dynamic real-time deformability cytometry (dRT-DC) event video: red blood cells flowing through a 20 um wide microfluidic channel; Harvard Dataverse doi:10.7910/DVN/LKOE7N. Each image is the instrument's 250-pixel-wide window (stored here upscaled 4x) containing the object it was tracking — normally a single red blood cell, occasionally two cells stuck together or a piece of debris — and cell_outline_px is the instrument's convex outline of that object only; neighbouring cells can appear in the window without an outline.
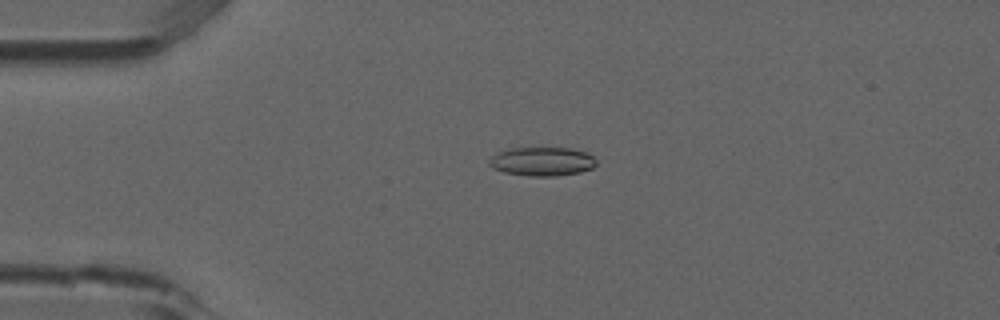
{"species": "common noctule bat (a hibernating species)", "species_latin": "Nyctalus noctula", "temperature_condition": "room temperature", "stored_images_in_passage": 4, "camera_frame_rate_fps": 3000, "um_per_image_px": 0.085, "animal": {"sex": "male", "forearm_length_mm": 52.5}, "frame": {"image": 1, "passage_image": 3, "time_ms": 0.667, "image_size_px": [1000, 320], "cell_outline_px": [[596, 164], [592, 168], [580, 172], [556, 176], [528, 176], [504, 172], [492, 168], [488, 164], [488, 160], [496, 152], [512, 148], [572, 148], [584, 152], [592, 156], [596, 160]], "centroid_in_image_um": [46.05, 13.73], "position_along_channel_um": 39.0, "area_um2": 18.03}}